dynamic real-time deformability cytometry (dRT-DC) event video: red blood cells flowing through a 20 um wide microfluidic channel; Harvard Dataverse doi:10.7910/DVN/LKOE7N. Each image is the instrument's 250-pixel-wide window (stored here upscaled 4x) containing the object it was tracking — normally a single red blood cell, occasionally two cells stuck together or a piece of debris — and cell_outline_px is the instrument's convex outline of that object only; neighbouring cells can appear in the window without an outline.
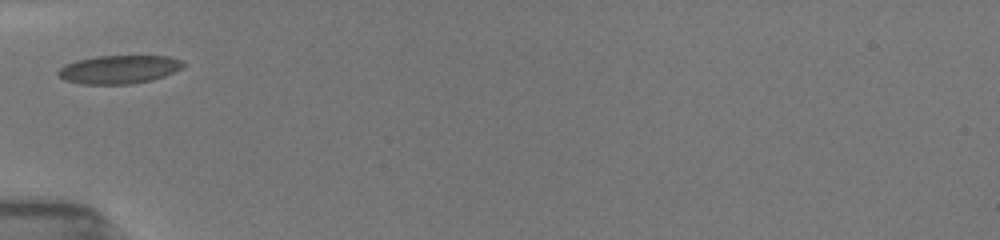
{"species": "common noctule bat (a hibernating species)", "species_latin": "Nyctalus noctula", "temperature_condition": "room temperature", "stored_images_in_passage": 5, "camera_frame_rate_fps": 3000, "um_per_image_px": 0.085, "animal": {"sex": "female", "body_mass_g": 19.5, "forearm_length_mm": 54.1}, "frame": {"image": 1, "passage_image": 1, "time_ms": 0.0, "image_size_px": [1000, 240], "cell_outline_px": [[184, 64], [180, 68], [164, 76], [152, 80], [132, 84], [84, 84], [64, 80], [56, 72], [64, 64], [76, 60], [96, 56], [168, 56], [180, 60]], "centroid_in_image_um": [10.07, 5.9], "position_along_channel_um": 74.9, "area_um2": 20.58}}
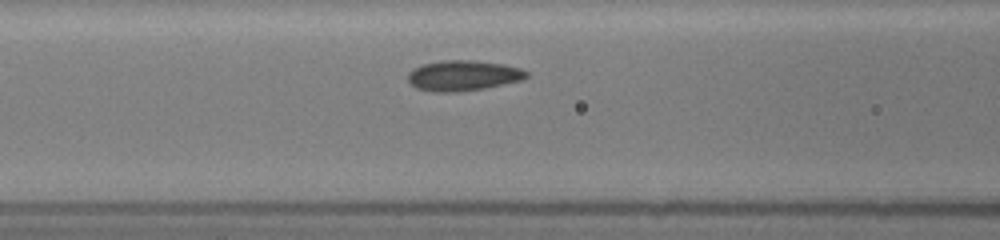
{"frame": {"image": 2, "passage_image": 3, "time_ms": 1.333, "image_size_px": [1000, 240], "cell_outline_px": [[528, 76], [520, 80], [484, 88], [456, 92], [432, 92], [416, 88], [408, 80], [408, 72], [412, 68], [424, 64], [440, 60], [472, 60], [504, 64], [520, 68], [528, 72]], "centroid_in_image_um": [39.33, 6.42], "position_along_channel_um": 127.3, "area_um2": 20.98}}
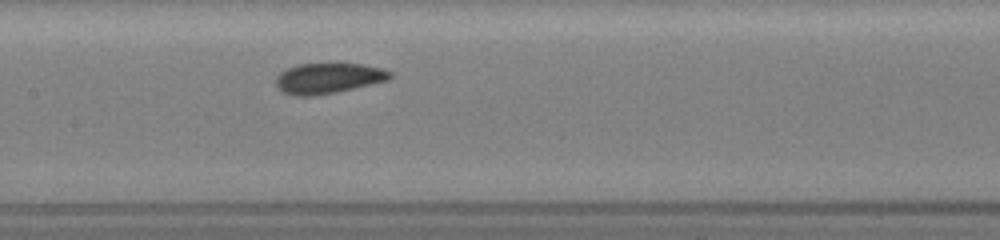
{"frame": {"image": 3, "passage_image": 5, "time_ms": 2.667, "image_size_px": [1000, 240], "cell_outline_px": [[392, 76], [388, 80], [336, 92], [312, 96], [292, 96], [280, 92], [276, 88], [276, 76], [280, 72], [296, 64], [336, 60], [364, 64], [380, 68], [392, 72]], "centroid_in_image_um": [27.86, 6.6], "position_along_channel_um": 179.5, "area_um2": 21.33}}